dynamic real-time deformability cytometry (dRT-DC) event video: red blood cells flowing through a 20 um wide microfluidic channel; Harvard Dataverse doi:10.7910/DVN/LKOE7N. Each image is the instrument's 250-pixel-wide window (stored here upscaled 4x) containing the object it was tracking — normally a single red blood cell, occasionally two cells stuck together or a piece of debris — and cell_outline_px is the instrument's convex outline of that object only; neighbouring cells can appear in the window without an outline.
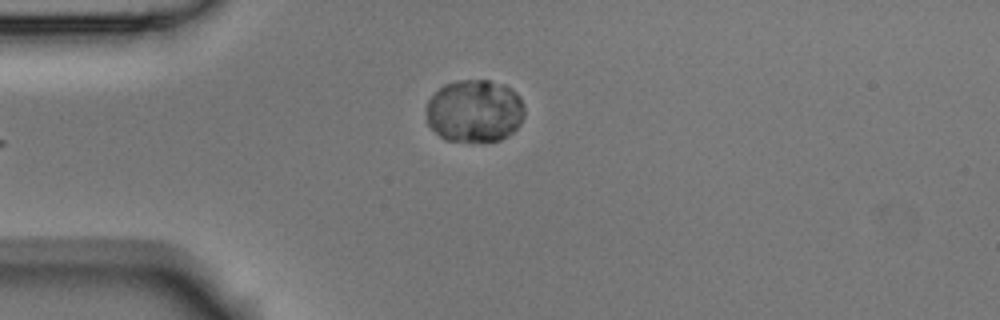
{"species": "Egyptian fruit bat (a non-hibernating species)", "species_latin": "Rousettus aegyptiacus", "temperature_condition": "room temperature", "stored_images_in_passage": 10, "camera_frame_rate_fps": 3000, "um_per_image_px": 0.085, "animal": {"sex": "male"}, "frame": {"image": 1, "passage_image": 4, "time_ms": 1.0, "image_size_px": [1000, 320], "cell_outline_px": [[524, 116], [520, 124], [508, 136], [500, 140], [444, 140], [428, 124], [428, 100], [444, 84], [460, 80], [488, 80], [504, 84], [516, 92], [524, 108]], "centroid_in_image_um": [40.36, 9.41], "position_along_channel_um": 44.6, "area_um2": 35.43}}
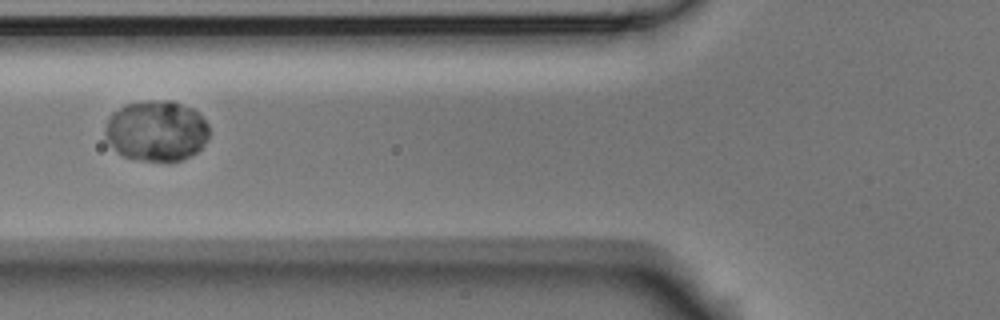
{"frame": {"image": 2, "passage_image": 6, "time_ms": 1.667, "image_size_px": [1000, 320], "cell_outline_px": [[208, 136], [204, 144], [196, 152], [180, 160], [144, 160], [124, 156], [108, 144], [104, 136], [104, 128], [112, 112], [124, 104], [148, 100], [172, 100], [192, 108], [208, 124]], "centroid_in_image_um": [13.26, 11.09], "position_along_channel_um": 112.5, "area_um2": 36.7}}
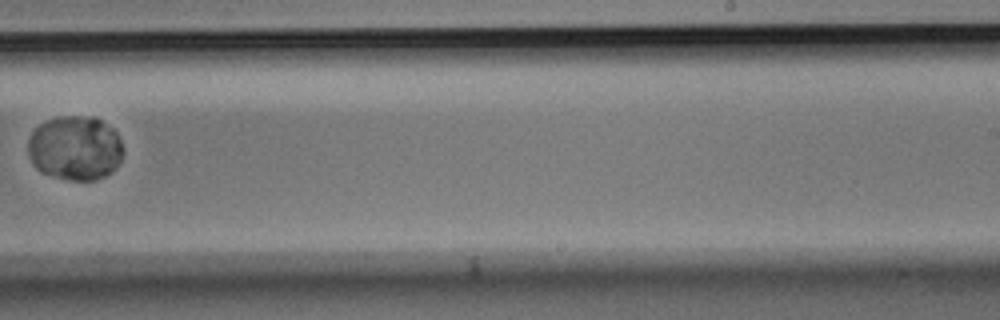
{"frame": {"image": 3, "passage_image": 10, "time_ms": 3.0, "image_size_px": [1000, 320], "cell_outline_px": [[124, 152], [116, 168], [112, 172], [96, 180], [72, 180], [40, 172], [32, 164], [28, 156], [28, 140], [32, 132], [40, 124], [56, 116], [92, 116], [100, 120], [112, 128], [116, 132], [120, 140]], "centroid_in_image_um": [6.38, 12.58], "position_along_channel_um": 282.6, "area_um2": 35.89}}